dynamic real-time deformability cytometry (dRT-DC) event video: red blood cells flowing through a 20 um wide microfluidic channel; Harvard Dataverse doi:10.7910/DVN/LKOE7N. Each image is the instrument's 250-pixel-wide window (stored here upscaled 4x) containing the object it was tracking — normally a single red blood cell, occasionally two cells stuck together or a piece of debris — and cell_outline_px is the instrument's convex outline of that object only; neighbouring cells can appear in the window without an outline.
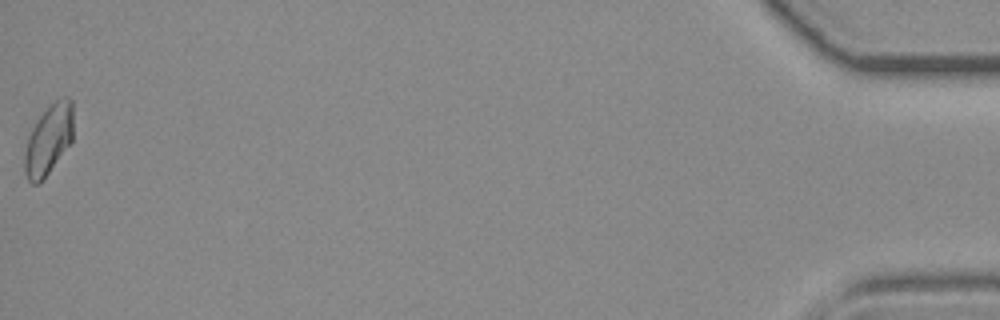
{"species": "common noctule bat (a hibernating species)", "species_latin": "Nyctalus noctula", "temperature_condition": "room temperature", "stored_images_in_passage": 46, "camera_frame_rate_fps": 3000, "um_per_image_px": 0.085, "animal": {"sex": "female", "body_mass_g": 19.3, "forearm_length_mm": 54.1}, "frame": {"image": 1, "passage_image": 46, "time_ms": 15.0, "image_size_px": [1000, 320], "cell_outline_px": [[72, 140], [40, 184], [32, 184], [28, 180], [24, 172], [24, 152], [28, 136], [36, 120], [60, 96], [68, 96], [72, 100]], "centroid_in_image_um": [4.11, 11.88], "position_along_channel_um": 431.1, "area_um2": 19.77}}